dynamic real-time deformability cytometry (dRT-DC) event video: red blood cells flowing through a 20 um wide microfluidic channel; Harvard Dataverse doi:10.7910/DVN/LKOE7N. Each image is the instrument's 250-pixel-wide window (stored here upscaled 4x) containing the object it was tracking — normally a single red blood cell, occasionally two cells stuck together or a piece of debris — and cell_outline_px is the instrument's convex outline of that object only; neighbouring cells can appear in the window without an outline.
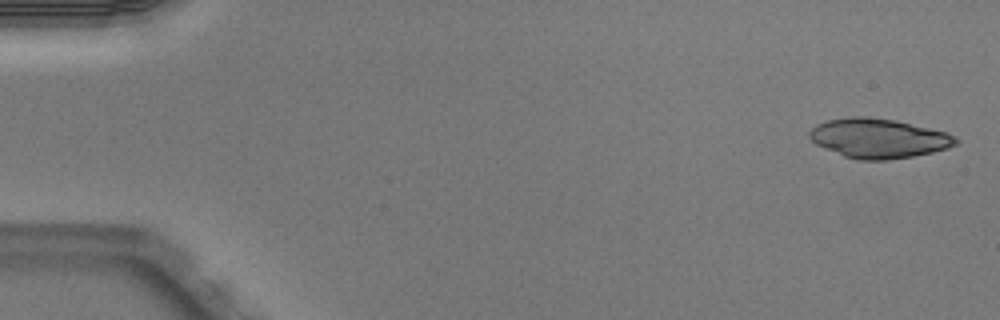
{"species": "Egyptian fruit bat (a non-hibernating species)", "species_latin": "Rousettus aegyptiacus", "temperature_condition": "warm", "stored_images_in_passage": 6, "camera_frame_rate_fps": 3000, "um_per_image_px": 0.085, "animal": {"sex": "male"}, "frame": {"image": 1, "passage_image": 1, "time_ms": 0.0, "image_size_px": [1000, 320], "cell_outline_px": [[960, 140], [956, 144], [948, 148], [932, 152], [912, 156], [888, 160], [856, 160], [844, 156], [824, 148], [816, 144], [808, 136], [808, 132], [816, 124], [828, 120], [852, 116], [868, 116], [896, 120], [948, 132], [956, 136]], "centroid_in_image_um": [74.69, 11.75], "position_along_channel_um": 10.3, "area_um2": 33.93}}